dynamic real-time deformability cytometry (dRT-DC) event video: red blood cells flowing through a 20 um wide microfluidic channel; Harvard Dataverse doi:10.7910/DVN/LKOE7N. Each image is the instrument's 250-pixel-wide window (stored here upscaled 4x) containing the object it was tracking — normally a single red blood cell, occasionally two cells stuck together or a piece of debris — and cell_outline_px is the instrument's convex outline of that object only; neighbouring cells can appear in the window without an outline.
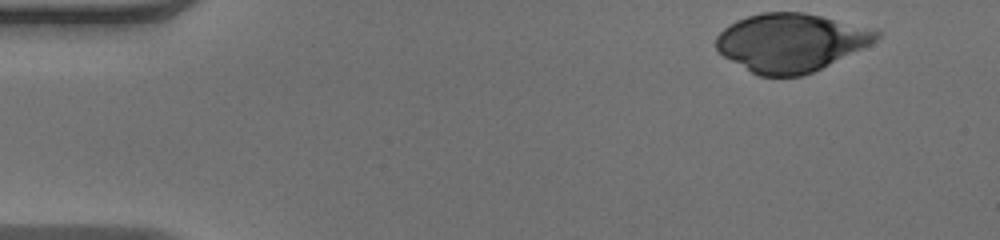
{"species": "human", "species_latin": "Homo sapiens", "temperature_condition": "warm", "stored_images_in_passage": 40, "camera_frame_rate_fps": 3000, "um_per_image_px": 0.085, "donor": {"sex": "male"}, "frame": {"image": 1, "passage_image": 1, "time_ms": 0.0, "image_size_px": [1000, 240], "cell_outline_px": [[880, 36], [872, 44], [812, 72], [800, 76], [760, 76], [752, 72], [724, 56], [716, 48], [716, 36], [728, 24], [736, 20], [760, 12], [804, 12], [876, 28], [880, 32]], "centroid_in_image_um": [67.25, 3.59], "position_along_channel_um": 17.8, "area_um2": 54.33}}
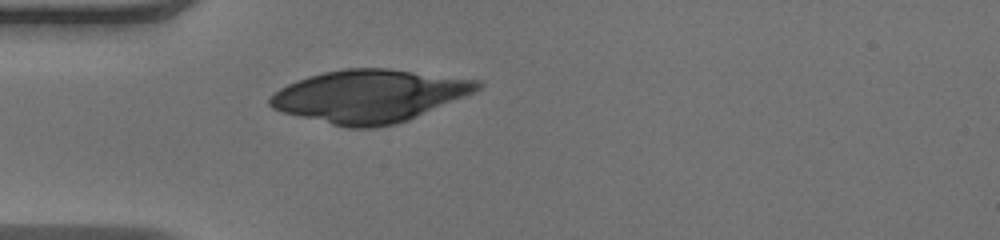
{"frame": {"image": 2, "passage_image": 11, "time_ms": 3.333, "image_size_px": [1000, 240], "cell_outline_px": [[484, 84], [480, 88], [464, 96], [408, 120], [396, 124], [376, 128], [348, 128], [280, 112], [272, 108], [268, 104], [268, 96], [280, 88], [296, 80], [308, 76], [324, 72], [344, 68], [388, 68], [484, 80]], "centroid_in_image_um": [31.38, 8.15], "position_along_channel_um": 53.6, "area_um2": 63.81}}
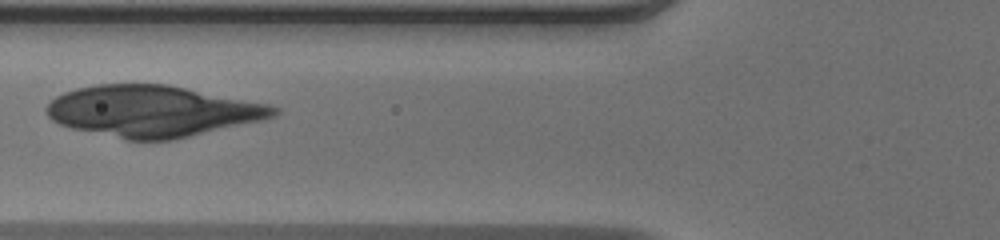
{"frame": {"image": 3, "passage_image": 16, "time_ms": 5.0, "image_size_px": [1000, 240], "cell_outline_px": [[280, 112], [276, 116], [264, 120], [172, 140], [128, 140], [72, 128], [60, 124], [52, 120], [48, 116], [44, 108], [56, 96], [64, 92], [76, 88], [96, 84], [168, 84], [268, 104], [280, 108]], "centroid_in_image_um": [12.98, 9.44], "position_along_channel_um": 112.8, "area_um2": 67.97}}